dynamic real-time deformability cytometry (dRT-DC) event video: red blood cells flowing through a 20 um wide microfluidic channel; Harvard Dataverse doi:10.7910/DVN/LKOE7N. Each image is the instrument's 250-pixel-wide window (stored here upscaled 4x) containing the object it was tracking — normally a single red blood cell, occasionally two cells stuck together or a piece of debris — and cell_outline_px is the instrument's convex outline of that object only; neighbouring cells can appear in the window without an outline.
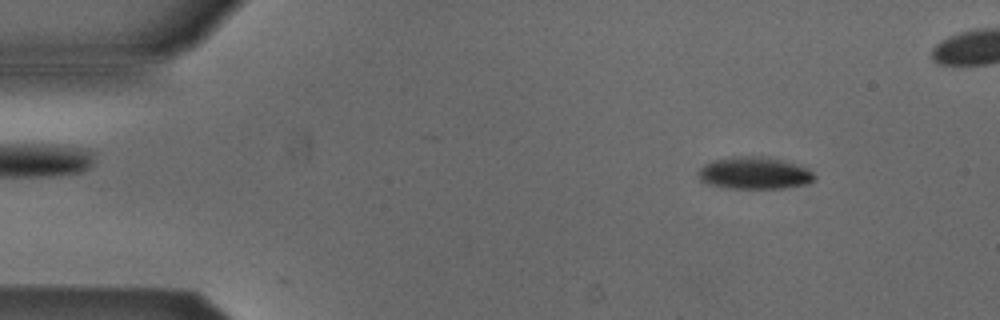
{"species": "Egyptian fruit bat (a non-hibernating species)", "species_latin": "Rousettus aegyptiacus", "temperature_condition": "cold", "stored_images_in_passage": 39, "camera_frame_rate_fps": 3000, "um_per_image_px": 0.085, "animal": {"sex": "male"}, "frame": {"image": 1, "passage_image": 6, "time_ms": 1.667, "image_size_px": [1000, 320], "cell_outline_px": [[816, 176], [812, 180], [804, 184], [784, 188], [724, 188], [704, 184], [696, 176], [696, 172], [704, 164], [712, 160], [732, 156], [768, 156], [784, 160], [808, 168]], "centroid_in_image_um": [64.04, 14.7], "position_along_channel_um": 21.0, "area_um2": 22.2}}
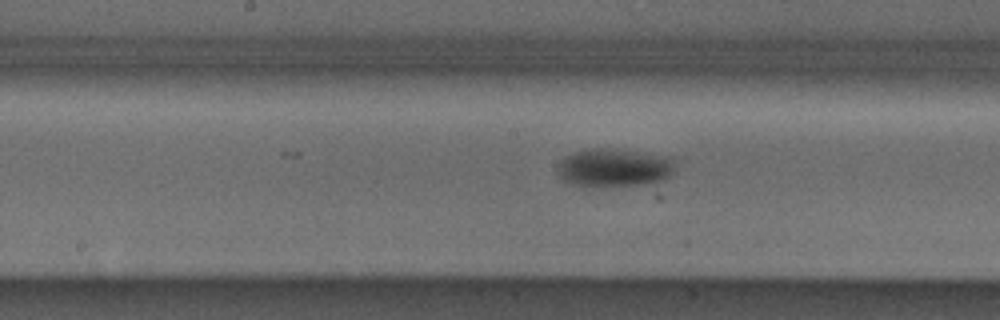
{"frame": {"image": 2, "passage_image": 26, "time_ms": 8.333, "image_size_px": [1000, 320], "cell_outline_px": [[676, 160], [672, 176], [664, 180], [644, 184], [580, 188], [556, 176], [556, 168], [560, 160], [564, 156], [576, 152], [592, 148], [604, 148], [664, 156]], "centroid_in_image_um": [52.13, 14.29], "position_along_channel_um": 196.1, "area_um2": 26.59}}
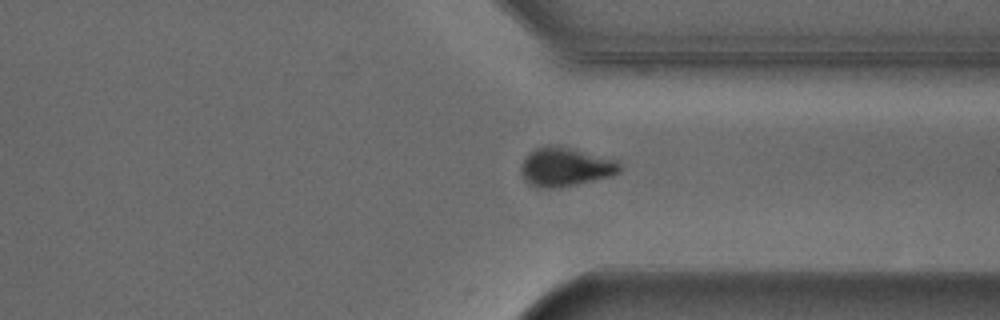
{"frame": {"image": 3, "passage_image": 39, "time_ms": 12.667, "image_size_px": [1000, 320], "cell_outline_px": [[620, 172], [612, 176], [560, 188], [536, 188], [528, 184], [524, 180], [520, 172], [520, 164], [536, 148], [548, 144], [568, 148], [616, 160], [620, 164]], "centroid_in_image_um": [48.02, 14.23], "position_along_channel_um": 363.4, "area_um2": 22.25}}